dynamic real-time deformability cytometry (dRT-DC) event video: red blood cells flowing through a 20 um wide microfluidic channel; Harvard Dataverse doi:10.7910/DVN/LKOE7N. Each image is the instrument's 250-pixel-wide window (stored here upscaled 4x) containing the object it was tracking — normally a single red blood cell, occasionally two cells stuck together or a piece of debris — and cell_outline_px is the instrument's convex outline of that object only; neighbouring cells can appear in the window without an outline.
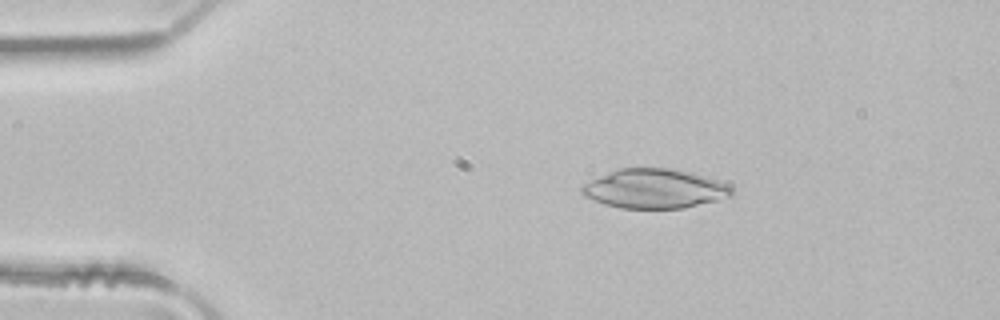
{"species": "common noctule bat (a hibernating species)", "species_latin": "Nyctalus noctula", "temperature_condition": "room temperature", "stored_images_in_passage": 5, "camera_frame_rate_fps": 3000, "um_per_image_px": 0.085, "animal": {"sex": "male", "body_mass_g": 21.5, "forearm_length_mm": 52.0}, "frame": {"image": 1, "passage_image": 2, "time_ms": 0.333, "image_size_px": [1000, 320], "cell_outline_px": [[732, 196], [684, 208], [620, 208], [604, 204], [584, 196], [580, 192], [580, 188], [584, 184], [592, 180], [620, 168], [672, 168], [692, 172], [728, 184], [732, 188]], "centroid_in_image_um": [55.64, 16.04], "position_along_channel_um": 29.4, "area_um2": 34.1}}